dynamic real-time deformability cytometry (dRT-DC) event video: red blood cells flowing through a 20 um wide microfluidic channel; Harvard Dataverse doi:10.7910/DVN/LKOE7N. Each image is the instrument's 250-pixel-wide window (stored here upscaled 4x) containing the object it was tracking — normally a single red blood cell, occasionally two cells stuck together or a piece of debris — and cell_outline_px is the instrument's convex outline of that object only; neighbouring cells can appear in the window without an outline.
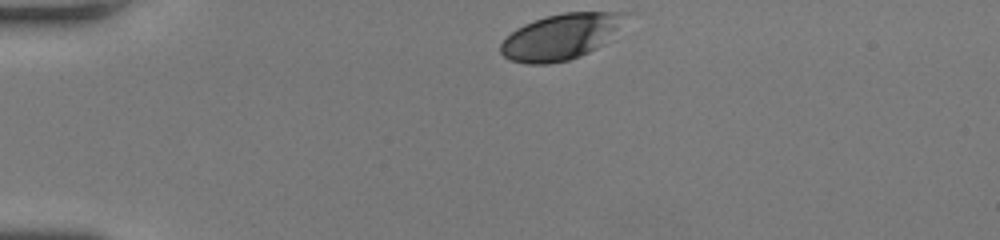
{"species": "human", "species_latin": "Homo sapiens", "temperature_condition": "room temperature", "stored_images_in_passage": 32, "camera_frame_rate_fps": 3000, "um_per_image_px": 0.085, "donor": {"sex": "female"}, "frame": {"image": 1, "passage_image": 1, "time_ms": 0.0, "image_size_px": [1000, 240], "cell_outline_px": [[628, 12], [604, 44], [580, 56], [568, 60], [548, 64], [528, 64], [512, 60], [504, 56], [500, 52], [500, 44], [516, 28], [524, 24], [544, 16], [564, 12]], "centroid_in_image_um": [47.6, 3.12], "position_along_channel_um": 37.4, "area_um2": 32.71}}
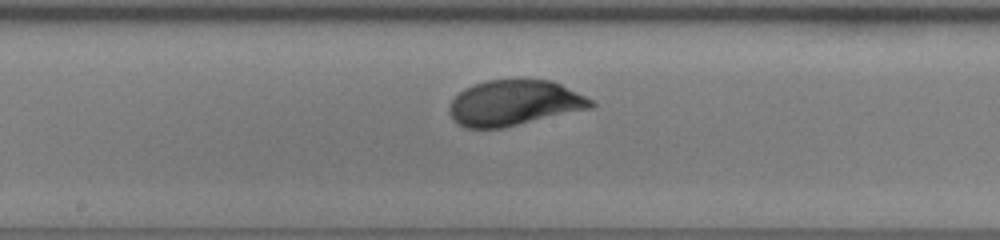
{"frame": {"image": 2, "passage_image": 17, "time_ms": 5.333, "image_size_px": [1000, 240], "cell_outline_px": [[596, 104], [592, 108], [504, 128], [464, 128], [452, 120], [448, 112], [448, 108], [452, 100], [464, 88], [488, 80], [552, 80], [592, 100]], "centroid_in_image_um": [43.68, 8.77], "position_along_channel_um": 204.5, "area_um2": 37.51}}
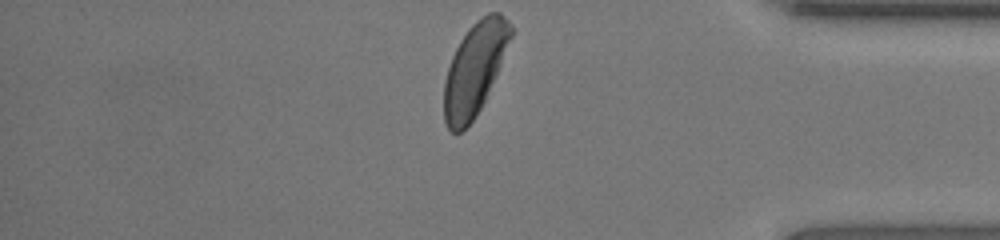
{"frame": {"image": 3, "passage_image": 32, "time_ms": 10.333, "image_size_px": [1000, 240], "cell_outline_px": [[512, 36], [500, 64], [484, 100], [480, 108], [472, 120], [460, 132], [452, 132], [448, 128], [444, 120], [444, 80], [452, 56], [460, 40], [468, 28], [476, 20], [488, 12], [500, 12], [512, 24]], "centroid_in_image_um": [40.33, 5.82], "position_along_channel_um": 394.9, "area_um2": 35.26}, "authors_computed_cell_mechanics": {"area_um2": 37.4544, "velocity_mm_per_s": 4.2153, "shape_relaxation_time_tau1_ms": 2.2915, "shape_relaxation_time_tau2_ms": null, "deformation_change_tau1": 0.1269, "deformation_change_tau2": null}}